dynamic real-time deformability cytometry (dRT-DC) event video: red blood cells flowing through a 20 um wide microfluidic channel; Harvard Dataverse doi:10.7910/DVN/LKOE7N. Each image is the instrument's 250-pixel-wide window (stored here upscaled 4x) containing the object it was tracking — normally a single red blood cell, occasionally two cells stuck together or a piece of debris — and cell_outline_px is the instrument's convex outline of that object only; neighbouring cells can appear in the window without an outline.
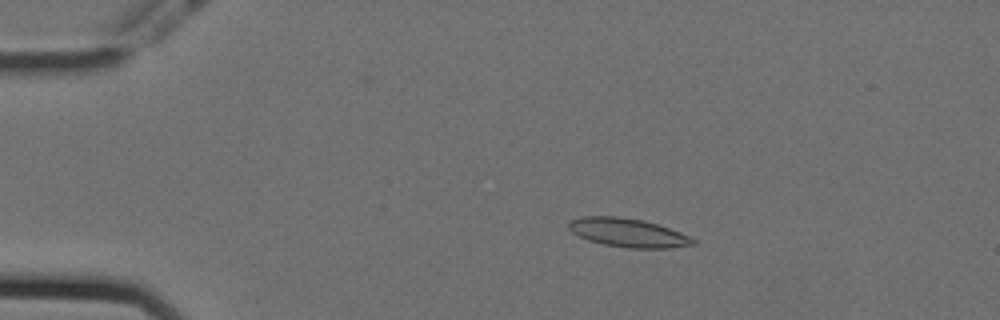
{"species": "Egyptian fruit bat (a non-hibernating species)", "species_latin": "Rousettus aegyptiacus", "temperature_condition": "cold", "stored_images_in_passage": 56, "camera_frame_rate_fps": 3000, "um_per_image_px": 0.085, "animal": {"sex": "female"}, "frame": {"image": 1, "passage_image": 10, "time_ms": 3.0, "image_size_px": [1000, 320], "cell_outline_px": [[696, 244], [672, 248], [628, 248], [604, 244], [588, 240], [572, 232], [568, 228], [568, 224], [572, 220], [580, 216], [616, 216], [644, 220], [680, 232], [696, 240]], "centroid_in_image_um": [53.38, 19.78], "position_along_channel_um": 31.6, "area_um2": 20.69}}
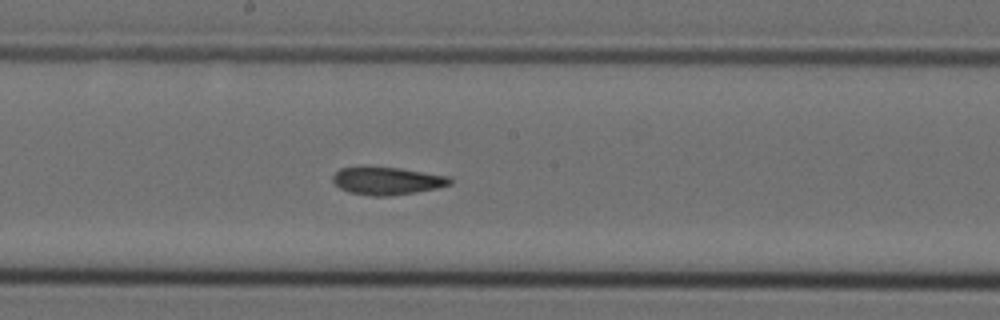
{"frame": {"image": 2, "passage_image": 30, "time_ms": 9.667, "image_size_px": [1000, 320], "cell_outline_px": [[452, 184], [436, 188], [416, 192], [388, 196], [372, 196], [348, 192], [340, 188], [332, 180], [332, 176], [340, 168], [364, 164], [400, 168], [452, 176]], "centroid_in_image_um": [32.88, 15.33], "position_along_channel_um": 215.3, "area_um2": 19.59}}
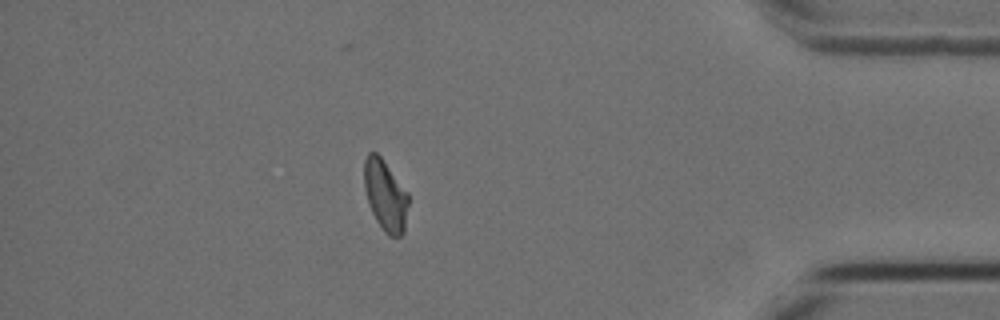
{"frame": {"image": 3, "passage_image": 49, "time_ms": 16.0, "image_size_px": [1000, 320], "cell_outline_px": [[408, 204], [404, 232], [400, 236], [388, 236], [384, 232], [376, 220], [368, 204], [364, 188], [364, 160], [368, 152], [376, 152], [380, 156], [408, 192]], "centroid_in_image_um": [32.74, 16.61], "position_along_channel_um": 402.5, "area_um2": 18.32}, "authors_computed_cell_mechanics": {"area_um2": 19.4786, "velocity_mm_per_s": 3.5584, "shape_relaxation_time_tau1_ms": 9.4642, "shape_relaxation_time_tau2_ms": 3.2798, "deformation_change_tau1": 0.1898, "deformation_change_tau2": 0.1042}}